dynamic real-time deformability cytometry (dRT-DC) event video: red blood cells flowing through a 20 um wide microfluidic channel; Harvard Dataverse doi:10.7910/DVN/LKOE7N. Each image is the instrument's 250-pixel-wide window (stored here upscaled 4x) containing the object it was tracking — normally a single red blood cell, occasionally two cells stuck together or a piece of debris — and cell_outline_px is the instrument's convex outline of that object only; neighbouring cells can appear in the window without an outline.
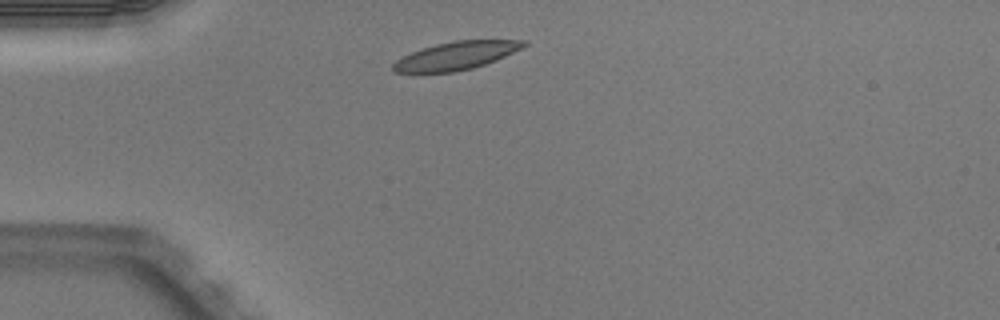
{"species": "Egyptian fruit bat (a non-hibernating species)", "species_latin": "Rousettus aegyptiacus", "temperature_condition": "warm", "stored_images_in_passage": 2, "camera_frame_rate_fps": 3000, "um_per_image_px": 0.085, "animal": {"sex": "male"}, "frame": {"image": 1, "passage_image": 1, "time_ms": 0.0, "image_size_px": [1000, 320], "cell_outline_px": [[528, 44], [496, 60], [472, 68], [452, 72], [396, 72], [392, 68], [392, 64], [396, 60], [412, 52], [436, 44], [456, 40], [528, 40]], "centroid_in_image_um": [38.78, 4.73], "position_along_channel_um": 46.2, "area_um2": 20.92}}
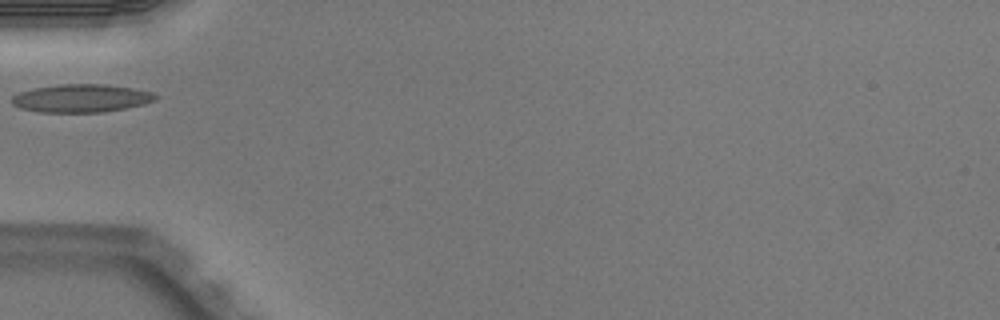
{"frame": {"image": 2, "passage_image": 2, "time_ms": 0.333, "image_size_px": [1000, 320], "cell_outline_px": [[160, 96], [156, 100], [144, 104], [104, 112], [40, 112], [20, 108], [12, 104], [12, 96], [20, 92], [32, 88], [60, 84], [108, 84], [132, 88], [152, 92]], "centroid_in_image_um": [6.92, 8.34], "position_along_channel_um": 78.1, "area_um2": 23.58}}